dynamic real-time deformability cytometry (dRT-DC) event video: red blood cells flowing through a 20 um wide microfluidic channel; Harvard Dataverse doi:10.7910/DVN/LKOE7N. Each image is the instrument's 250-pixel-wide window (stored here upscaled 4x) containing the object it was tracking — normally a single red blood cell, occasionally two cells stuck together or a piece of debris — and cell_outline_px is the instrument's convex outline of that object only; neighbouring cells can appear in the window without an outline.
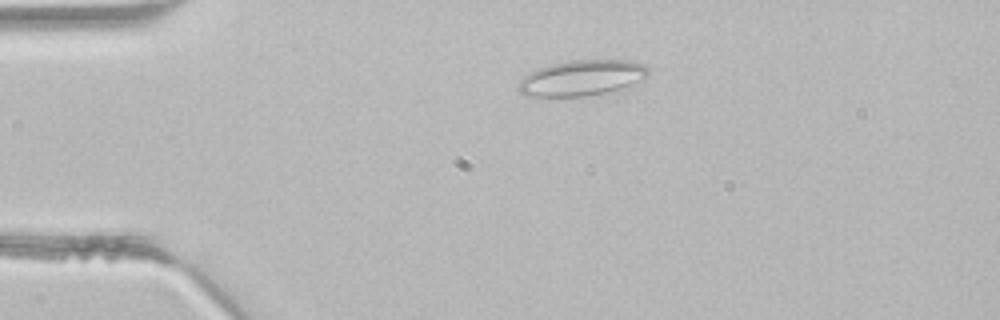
{"species": "common noctule bat (a hibernating species)", "species_latin": "Nyctalus noctula", "temperature_condition": "room temperature", "stored_images_in_passage": 3, "camera_frame_rate_fps": 3000, "um_per_image_px": 0.085, "animal": {"sex": "male", "body_mass_g": 21.5, "forearm_length_mm": 52.0}, "frame": {"image": 1, "passage_image": 3, "time_ms": 0.667, "image_size_px": [1000, 320], "cell_outline_px": [[648, 76], [632, 84], [608, 92], [588, 96], [524, 96], [516, 88], [520, 80], [528, 72], [536, 68], [552, 64], [572, 60], [632, 60], [644, 64], [648, 68]], "centroid_in_image_um": [49.42, 6.62], "position_along_channel_um": 35.6, "area_um2": 27.05}}